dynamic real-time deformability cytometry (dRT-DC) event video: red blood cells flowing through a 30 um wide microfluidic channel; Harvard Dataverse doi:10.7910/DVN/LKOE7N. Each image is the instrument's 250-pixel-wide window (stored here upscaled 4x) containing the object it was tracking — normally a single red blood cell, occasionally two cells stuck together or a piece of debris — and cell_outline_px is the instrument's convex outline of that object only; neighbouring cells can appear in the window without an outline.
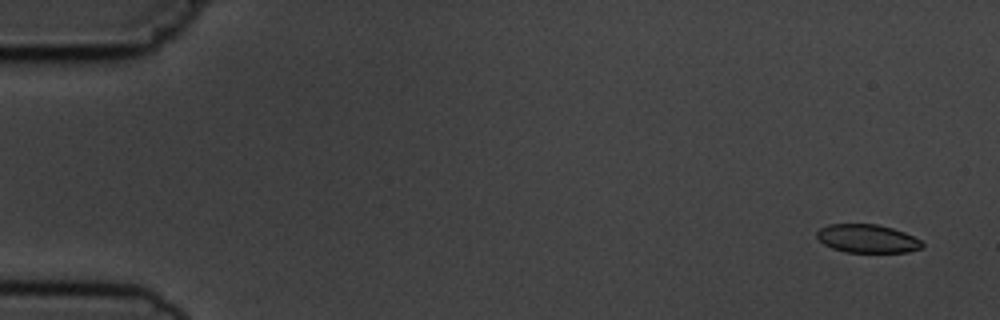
{"species": "common noctule bat (a hibernating species)", "species_latin": "Nyctalus noctula", "temperature_condition": "cold", "stored_images_in_passage": 4, "camera_frame_rate_fps": 3000, "um_per_image_px": 0.085, "animal": {"sex": "male", "body_mass_g": 19.5, "forearm_length_mm": 54.6}, "frame": {"image": 1, "passage_image": 1, "time_ms": 0.0, "image_size_px": [1000, 320], "cell_outline_px": [[924, 248], [908, 252], [844, 252], [832, 248], [824, 244], [816, 236], [816, 232], [820, 228], [828, 224], [876, 224], [892, 228], [904, 232], [920, 240], [924, 244]], "centroid_in_image_um": [73.72, 20.28], "position_along_channel_um": 11.3, "area_um2": 17.46}}